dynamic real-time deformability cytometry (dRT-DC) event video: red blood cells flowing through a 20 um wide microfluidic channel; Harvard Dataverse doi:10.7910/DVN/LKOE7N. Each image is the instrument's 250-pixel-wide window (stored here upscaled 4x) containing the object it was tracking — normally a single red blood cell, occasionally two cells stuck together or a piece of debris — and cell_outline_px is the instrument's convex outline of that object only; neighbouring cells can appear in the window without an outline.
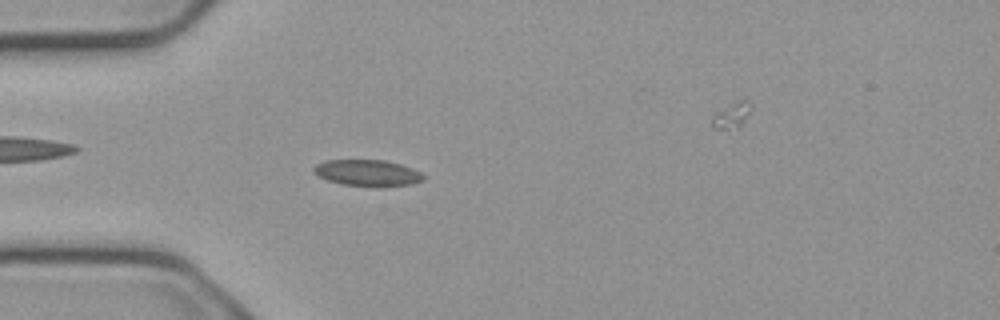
{"species": "common noctule bat (a hibernating species)", "species_latin": "Nyctalus noctula", "temperature_condition": "cold", "stored_images_in_passage": 41, "camera_frame_rate_fps": 3000, "um_per_image_px": 0.085, "animal": {"sex": "male", "body_mass_g": 23.1, "forearm_length_mm": 52.7}, "frame": {"image": 1, "passage_image": 1, "time_ms": 0.0, "image_size_px": [1000, 320], "cell_outline_px": [[424, 180], [412, 184], [380, 188], [376, 188], [340, 184], [316, 176], [312, 172], [312, 168], [316, 164], [328, 160], [384, 160], [400, 164], [412, 168], [420, 172], [424, 176]], "centroid_in_image_um": [31.22, 14.72], "position_along_channel_um": 53.8, "area_um2": 17.28}}
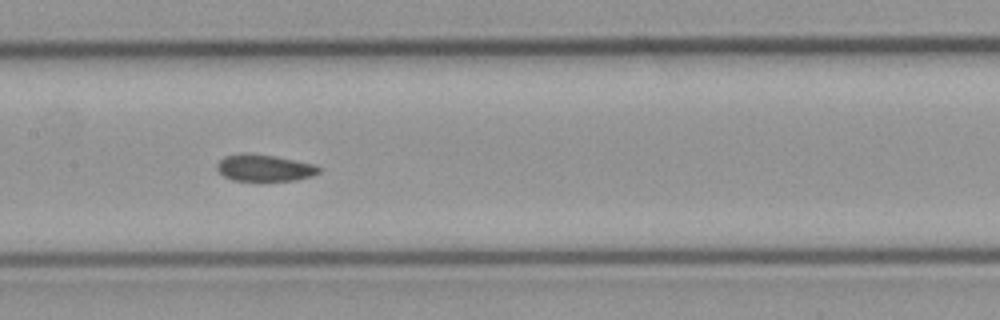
{"frame": {"image": 2, "passage_image": 12, "time_ms": 3.667, "image_size_px": [1000, 320], "cell_outline_px": [[320, 172], [312, 176], [296, 180], [232, 180], [224, 176], [216, 168], [216, 164], [224, 156], [240, 152], [248, 152], [276, 156], [316, 164], [320, 168]], "centroid_in_image_um": [22.47, 14.24], "position_along_channel_um": 184.9, "area_um2": 16.07}}
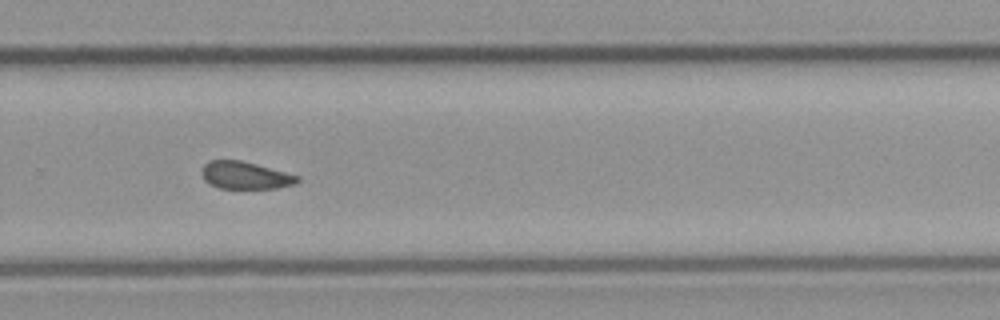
{"frame": {"image": 3, "passage_image": 22, "time_ms": 7.0, "image_size_px": [1000, 320], "cell_outline_px": [[300, 180], [296, 184], [276, 188], [220, 188], [208, 184], [204, 180], [200, 172], [204, 164], [212, 160], [240, 160], [256, 164], [300, 176]], "centroid_in_image_um": [20.83, 14.91], "position_along_channel_um": 309.0, "area_um2": 15.32}, "authors_computed_cell_mechanics": {"area_um2": 16.0106, "velocity_mm_per_s": 3.7396, "shape_relaxation_time_tau1_ms": 4.4735, "shape_relaxation_time_tau2_ms": 4.5004, "deformation_change_tau1": 0.0795, "deformation_change_tau2": 0.0811}}